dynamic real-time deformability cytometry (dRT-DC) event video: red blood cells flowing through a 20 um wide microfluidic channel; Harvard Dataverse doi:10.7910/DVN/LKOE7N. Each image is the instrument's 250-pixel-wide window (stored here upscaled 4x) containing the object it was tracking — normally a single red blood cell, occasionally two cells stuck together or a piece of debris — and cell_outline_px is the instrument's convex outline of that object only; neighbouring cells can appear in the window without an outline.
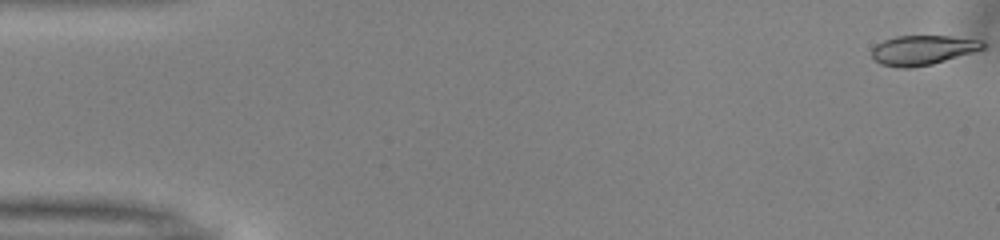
{"species": "common noctule bat (a hibernating species)", "species_latin": "Nyctalus noctula", "temperature_condition": "warm", "stored_images_in_passage": 41, "camera_frame_rate_fps": 3000, "um_per_image_px": 0.085, "animal": {"sex": "male", "body_mass_g": 13.0, "forearm_length_mm": 53.1}, "frame": {"image": 1, "passage_image": 1, "time_ms": 0.0, "image_size_px": [1000, 240], "cell_outline_px": [[984, 48], [972, 52], [932, 64], [908, 68], [900, 68], [880, 64], [872, 56], [872, 48], [876, 44], [884, 40], [896, 36], [952, 36], [984, 40]], "centroid_in_image_um": [78.42, 4.25], "position_along_channel_um": 6.6, "area_um2": 19.07}}
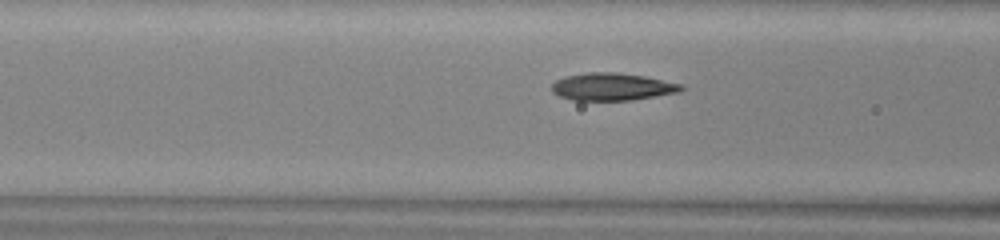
{"frame": {"image": 2, "passage_image": 20, "time_ms": 6.333, "image_size_px": [1000, 240], "cell_outline_px": [[684, 88], [680, 92], [632, 100], [572, 100], [560, 96], [552, 92], [552, 84], [556, 80], [564, 76], [588, 72], [616, 72], [644, 76], [684, 84]], "centroid_in_image_um": [52.05, 7.37], "position_along_channel_um": 114.5, "area_um2": 20.81}}
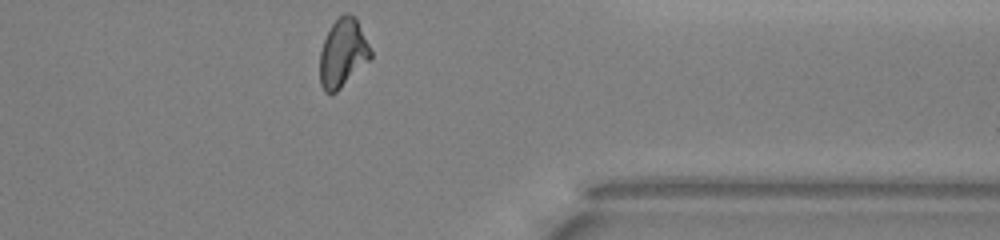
{"frame": {"image": 3, "passage_image": 41, "time_ms": 13.333, "image_size_px": [1000, 240], "cell_outline_px": [[372, 56], [336, 92], [324, 92], [320, 84], [320, 52], [324, 40], [332, 24], [344, 12], [348, 12], [356, 16], [372, 52]], "centroid_in_image_um": [29.13, 4.47], "position_along_channel_um": 382.3, "area_um2": 19.94}, "authors_computed_cell_mechanics": {"area_um2": 19.9988, "velocity_mm_per_s": 4.0314, "shape_relaxation_time_tau1_ms": 4.0738, "shape_relaxation_time_tau2_ms": 1.519, "deformation_change_tau1": 0.182, "deformation_change_tau2": 0.09}}